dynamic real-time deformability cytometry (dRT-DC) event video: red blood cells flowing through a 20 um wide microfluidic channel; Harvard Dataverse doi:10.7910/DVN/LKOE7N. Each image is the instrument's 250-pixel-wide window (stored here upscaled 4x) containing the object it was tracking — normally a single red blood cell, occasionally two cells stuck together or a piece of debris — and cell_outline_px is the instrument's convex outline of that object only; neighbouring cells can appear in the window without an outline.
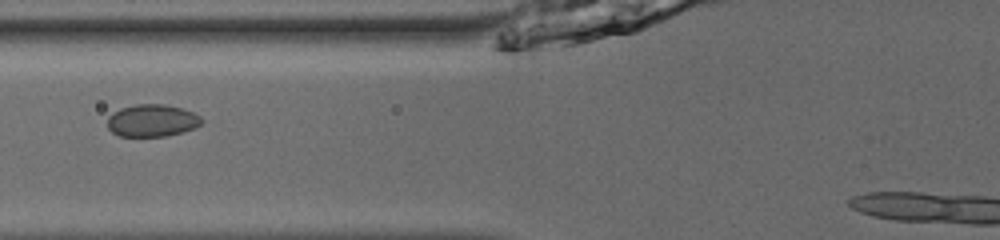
{"species": "common noctule bat (a hibernating species)", "species_latin": "Nyctalus noctula", "temperature_condition": "room temperature", "stored_images_in_passage": 31, "camera_frame_rate_fps": 3000, "um_per_image_px": 0.085, "animal": {"sex": "male", "body_mass_g": 13.0, "forearm_length_mm": 53.1}, "frame": {"image": 1, "passage_image": 5, "time_ms": 1.333, "image_size_px": [1000, 240], "cell_outline_px": [[204, 120], [196, 128], [184, 132], [164, 136], [120, 136], [112, 132], [108, 128], [108, 116], [112, 112], [120, 108], [136, 104], [164, 104], [180, 108], [192, 112], [200, 116]], "centroid_in_image_um": [12.93, 10.24], "position_along_channel_um": 112.9, "area_um2": 17.8}}
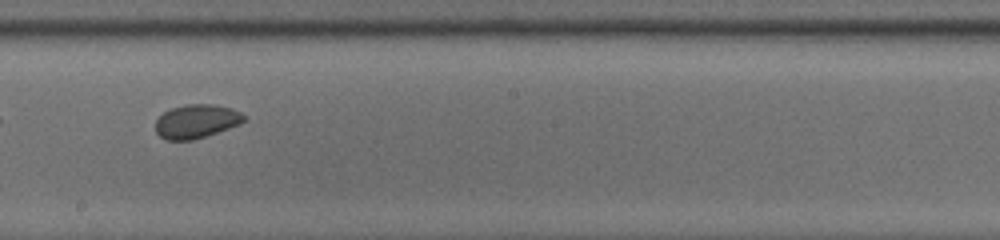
{"frame": {"image": 2, "passage_image": 14, "time_ms": 4.333, "image_size_px": [1000, 240], "cell_outline_px": [[248, 120], [240, 124], [192, 140], [168, 140], [160, 136], [156, 132], [156, 120], [164, 112], [172, 108], [188, 104], [212, 104], [232, 108], [240, 112]], "centroid_in_image_um": [16.71, 10.3], "position_along_channel_um": 231.5, "area_um2": 17.22}}